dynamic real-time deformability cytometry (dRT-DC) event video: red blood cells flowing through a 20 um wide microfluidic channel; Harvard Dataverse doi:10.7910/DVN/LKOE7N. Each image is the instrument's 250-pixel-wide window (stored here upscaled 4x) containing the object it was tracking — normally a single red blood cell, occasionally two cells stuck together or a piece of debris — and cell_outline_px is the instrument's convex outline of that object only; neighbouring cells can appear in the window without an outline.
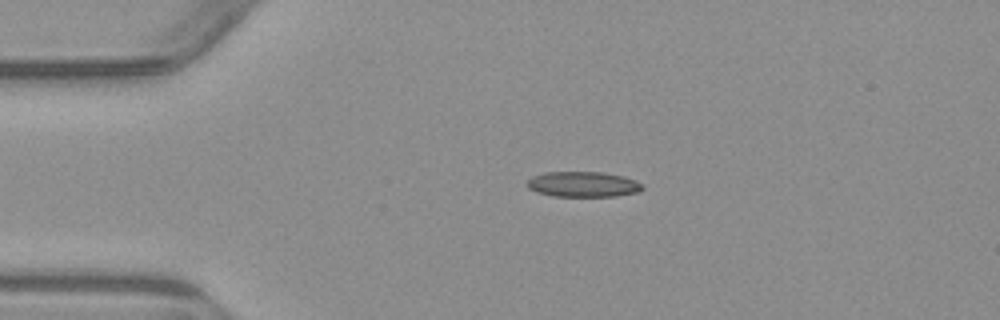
{"species": "common noctule bat (a hibernating species)", "species_latin": "Nyctalus noctula", "temperature_condition": "warm", "stored_images_in_passage": 3, "camera_frame_rate_fps": 3000, "um_per_image_px": 0.085, "animal": {"sex": "male", "body_mass_g": 23.1, "forearm_length_mm": 52.7}, "frame": {"image": 1, "passage_image": 2, "time_ms": 1.333, "image_size_px": [1000, 320], "cell_outline_px": [[644, 188], [636, 192], [616, 196], [552, 196], [536, 192], [528, 188], [524, 184], [532, 176], [544, 172], [604, 172], [624, 176], [636, 180], [644, 184]], "centroid_in_image_um": [49.54, 15.66], "position_along_channel_um": 35.5, "area_um2": 17.28}}